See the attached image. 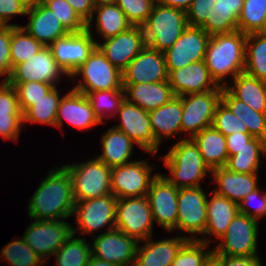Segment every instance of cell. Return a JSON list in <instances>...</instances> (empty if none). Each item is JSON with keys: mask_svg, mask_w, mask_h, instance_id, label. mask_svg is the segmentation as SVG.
<instances>
[{"mask_svg": "<svg viewBox=\"0 0 266 266\" xmlns=\"http://www.w3.org/2000/svg\"><path fill=\"white\" fill-rule=\"evenodd\" d=\"M75 203L71 176L61 166L42 180L29 200L28 214L35 220H66L73 215Z\"/></svg>", "mask_w": 266, "mask_h": 266, "instance_id": "obj_1", "label": "cell"}, {"mask_svg": "<svg viewBox=\"0 0 266 266\" xmlns=\"http://www.w3.org/2000/svg\"><path fill=\"white\" fill-rule=\"evenodd\" d=\"M246 38L247 34L239 30L211 36L204 62L219 86H225L222 83L225 76L231 75L233 79L244 73Z\"/></svg>", "mask_w": 266, "mask_h": 266, "instance_id": "obj_2", "label": "cell"}, {"mask_svg": "<svg viewBox=\"0 0 266 266\" xmlns=\"http://www.w3.org/2000/svg\"><path fill=\"white\" fill-rule=\"evenodd\" d=\"M163 160L171 172L170 177H164L178 189L198 187L207 172H212L192 138L175 143Z\"/></svg>", "mask_w": 266, "mask_h": 266, "instance_id": "obj_3", "label": "cell"}, {"mask_svg": "<svg viewBox=\"0 0 266 266\" xmlns=\"http://www.w3.org/2000/svg\"><path fill=\"white\" fill-rule=\"evenodd\" d=\"M187 26L185 10L155 3L151 14L141 27L146 46L164 52L172 47Z\"/></svg>", "mask_w": 266, "mask_h": 266, "instance_id": "obj_4", "label": "cell"}, {"mask_svg": "<svg viewBox=\"0 0 266 266\" xmlns=\"http://www.w3.org/2000/svg\"><path fill=\"white\" fill-rule=\"evenodd\" d=\"M63 166L71 176L75 201L112 194L111 167L96 157L84 163Z\"/></svg>", "mask_w": 266, "mask_h": 266, "instance_id": "obj_5", "label": "cell"}, {"mask_svg": "<svg viewBox=\"0 0 266 266\" xmlns=\"http://www.w3.org/2000/svg\"><path fill=\"white\" fill-rule=\"evenodd\" d=\"M83 76V82L74 90L89 94L91 92L111 89H123L122 72H120L96 47L88 59L70 77Z\"/></svg>", "mask_w": 266, "mask_h": 266, "instance_id": "obj_6", "label": "cell"}, {"mask_svg": "<svg viewBox=\"0 0 266 266\" xmlns=\"http://www.w3.org/2000/svg\"><path fill=\"white\" fill-rule=\"evenodd\" d=\"M153 214L147 196L118 199L115 227L138 242L152 237Z\"/></svg>", "mask_w": 266, "mask_h": 266, "instance_id": "obj_7", "label": "cell"}, {"mask_svg": "<svg viewBox=\"0 0 266 266\" xmlns=\"http://www.w3.org/2000/svg\"><path fill=\"white\" fill-rule=\"evenodd\" d=\"M222 90L191 93L179 96L182 101L181 132L188 131L193 138L200 131L211 127L215 110L221 102Z\"/></svg>", "mask_w": 266, "mask_h": 266, "instance_id": "obj_8", "label": "cell"}, {"mask_svg": "<svg viewBox=\"0 0 266 266\" xmlns=\"http://www.w3.org/2000/svg\"><path fill=\"white\" fill-rule=\"evenodd\" d=\"M258 220L238 213L213 250L219 255L258 256Z\"/></svg>", "mask_w": 266, "mask_h": 266, "instance_id": "obj_9", "label": "cell"}, {"mask_svg": "<svg viewBox=\"0 0 266 266\" xmlns=\"http://www.w3.org/2000/svg\"><path fill=\"white\" fill-rule=\"evenodd\" d=\"M153 167L145 160H135L128 164L111 168V191L117 199L147 196L152 181Z\"/></svg>", "mask_w": 266, "mask_h": 266, "instance_id": "obj_10", "label": "cell"}, {"mask_svg": "<svg viewBox=\"0 0 266 266\" xmlns=\"http://www.w3.org/2000/svg\"><path fill=\"white\" fill-rule=\"evenodd\" d=\"M118 199L113 194H108L94 199L75 201L73 215H76L77 229H72L81 234H91L102 227L107 226V231L115 227V213Z\"/></svg>", "mask_w": 266, "mask_h": 266, "instance_id": "obj_11", "label": "cell"}, {"mask_svg": "<svg viewBox=\"0 0 266 266\" xmlns=\"http://www.w3.org/2000/svg\"><path fill=\"white\" fill-rule=\"evenodd\" d=\"M91 29L70 32L54 41L49 47L57 64L71 77L97 47Z\"/></svg>", "mask_w": 266, "mask_h": 266, "instance_id": "obj_12", "label": "cell"}, {"mask_svg": "<svg viewBox=\"0 0 266 266\" xmlns=\"http://www.w3.org/2000/svg\"><path fill=\"white\" fill-rule=\"evenodd\" d=\"M210 38L201 27L187 26L172 47L163 52L167 72L204 60Z\"/></svg>", "mask_w": 266, "mask_h": 266, "instance_id": "obj_13", "label": "cell"}, {"mask_svg": "<svg viewBox=\"0 0 266 266\" xmlns=\"http://www.w3.org/2000/svg\"><path fill=\"white\" fill-rule=\"evenodd\" d=\"M73 227L63 220H35L22 236L45 261L73 234ZM47 257V258H46Z\"/></svg>", "mask_w": 266, "mask_h": 266, "instance_id": "obj_14", "label": "cell"}, {"mask_svg": "<svg viewBox=\"0 0 266 266\" xmlns=\"http://www.w3.org/2000/svg\"><path fill=\"white\" fill-rule=\"evenodd\" d=\"M207 194L201 186L178 189L176 229L189 232L197 240L204 234L207 222Z\"/></svg>", "mask_w": 266, "mask_h": 266, "instance_id": "obj_15", "label": "cell"}, {"mask_svg": "<svg viewBox=\"0 0 266 266\" xmlns=\"http://www.w3.org/2000/svg\"><path fill=\"white\" fill-rule=\"evenodd\" d=\"M62 75L68 74L55 61L49 46H43L34 56L27 61L16 65L9 78L8 83H26L30 81L47 84L55 83Z\"/></svg>", "mask_w": 266, "mask_h": 266, "instance_id": "obj_16", "label": "cell"}, {"mask_svg": "<svg viewBox=\"0 0 266 266\" xmlns=\"http://www.w3.org/2000/svg\"><path fill=\"white\" fill-rule=\"evenodd\" d=\"M118 114H120L121 123L114 128L124 132L145 152L155 155L160 144L155 140L152 132L149 112L124 99Z\"/></svg>", "mask_w": 266, "mask_h": 266, "instance_id": "obj_17", "label": "cell"}, {"mask_svg": "<svg viewBox=\"0 0 266 266\" xmlns=\"http://www.w3.org/2000/svg\"><path fill=\"white\" fill-rule=\"evenodd\" d=\"M91 253L107 262L120 266H134L138 241L117 228L94 236Z\"/></svg>", "mask_w": 266, "mask_h": 266, "instance_id": "obj_18", "label": "cell"}, {"mask_svg": "<svg viewBox=\"0 0 266 266\" xmlns=\"http://www.w3.org/2000/svg\"><path fill=\"white\" fill-rule=\"evenodd\" d=\"M147 197L154 221L167 231L176 229L178 188L159 173L152 181Z\"/></svg>", "mask_w": 266, "mask_h": 266, "instance_id": "obj_19", "label": "cell"}, {"mask_svg": "<svg viewBox=\"0 0 266 266\" xmlns=\"http://www.w3.org/2000/svg\"><path fill=\"white\" fill-rule=\"evenodd\" d=\"M104 40V43H98L97 47L120 72H123L146 46L142 27L139 26H133Z\"/></svg>", "mask_w": 266, "mask_h": 266, "instance_id": "obj_20", "label": "cell"}, {"mask_svg": "<svg viewBox=\"0 0 266 266\" xmlns=\"http://www.w3.org/2000/svg\"><path fill=\"white\" fill-rule=\"evenodd\" d=\"M168 81L164 54L145 46L122 72V84Z\"/></svg>", "mask_w": 266, "mask_h": 266, "instance_id": "obj_21", "label": "cell"}, {"mask_svg": "<svg viewBox=\"0 0 266 266\" xmlns=\"http://www.w3.org/2000/svg\"><path fill=\"white\" fill-rule=\"evenodd\" d=\"M168 83L175 96L223 90V87L211 77L204 60L171 70L168 73Z\"/></svg>", "mask_w": 266, "mask_h": 266, "instance_id": "obj_22", "label": "cell"}, {"mask_svg": "<svg viewBox=\"0 0 266 266\" xmlns=\"http://www.w3.org/2000/svg\"><path fill=\"white\" fill-rule=\"evenodd\" d=\"M26 15L30 17L29 22L21 27L43 46H50L57 39L70 33L54 12L40 0H36L28 6Z\"/></svg>", "mask_w": 266, "mask_h": 266, "instance_id": "obj_23", "label": "cell"}, {"mask_svg": "<svg viewBox=\"0 0 266 266\" xmlns=\"http://www.w3.org/2000/svg\"><path fill=\"white\" fill-rule=\"evenodd\" d=\"M63 120H66L79 130H87L90 127L102 123L95 114L86 95L74 89L70 90L61 98L57 110L55 127L61 128Z\"/></svg>", "mask_w": 266, "mask_h": 266, "instance_id": "obj_24", "label": "cell"}, {"mask_svg": "<svg viewBox=\"0 0 266 266\" xmlns=\"http://www.w3.org/2000/svg\"><path fill=\"white\" fill-rule=\"evenodd\" d=\"M149 237L142 247L137 246L134 266H171L178 251L190 239L187 236H177L153 242Z\"/></svg>", "mask_w": 266, "mask_h": 266, "instance_id": "obj_25", "label": "cell"}, {"mask_svg": "<svg viewBox=\"0 0 266 266\" xmlns=\"http://www.w3.org/2000/svg\"><path fill=\"white\" fill-rule=\"evenodd\" d=\"M122 86L125 99L148 112L165 105L175 96L168 81L122 84Z\"/></svg>", "mask_w": 266, "mask_h": 266, "instance_id": "obj_26", "label": "cell"}, {"mask_svg": "<svg viewBox=\"0 0 266 266\" xmlns=\"http://www.w3.org/2000/svg\"><path fill=\"white\" fill-rule=\"evenodd\" d=\"M218 189L213 190L237 204L249 193L258 189V175L234 173L225 167L214 168L211 172Z\"/></svg>", "mask_w": 266, "mask_h": 266, "instance_id": "obj_27", "label": "cell"}, {"mask_svg": "<svg viewBox=\"0 0 266 266\" xmlns=\"http://www.w3.org/2000/svg\"><path fill=\"white\" fill-rule=\"evenodd\" d=\"M212 198H207V222L203 235L215 236L220 239L228 228V225L239 213L238 204L230 199L211 192Z\"/></svg>", "mask_w": 266, "mask_h": 266, "instance_id": "obj_28", "label": "cell"}, {"mask_svg": "<svg viewBox=\"0 0 266 266\" xmlns=\"http://www.w3.org/2000/svg\"><path fill=\"white\" fill-rule=\"evenodd\" d=\"M182 101L174 96L165 105L149 111L151 129L155 140L161 144L163 138L181 133Z\"/></svg>", "mask_w": 266, "mask_h": 266, "instance_id": "obj_29", "label": "cell"}, {"mask_svg": "<svg viewBox=\"0 0 266 266\" xmlns=\"http://www.w3.org/2000/svg\"><path fill=\"white\" fill-rule=\"evenodd\" d=\"M210 16L201 28L209 35L231 33L238 30V17L244 0H215Z\"/></svg>", "mask_w": 266, "mask_h": 266, "instance_id": "obj_30", "label": "cell"}, {"mask_svg": "<svg viewBox=\"0 0 266 266\" xmlns=\"http://www.w3.org/2000/svg\"><path fill=\"white\" fill-rule=\"evenodd\" d=\"M232 85L225 83V88L237 99L247 104L253 110L266 114V82L246 73L236 75Z\"/></svg>", "mask_w": 266, "mask_h": 266, "instance_id": "obj_31", "label": "cell"}, {"mask_svg": "<svg viewBox=\"0 0 266 266\" xmlns=\"http://www.w3.org/2000/svg\"><path fill=\"white\" fill-rule=\"evenodd\" d=\"M100 143H102L103 153L96 158L108 167L112 168L133 162L128 159L132 155L135 142L124 132L111 127L104 133Z\"/></svg>", "mask_w": 266, "mask_h": 266, "instance_id": "obj_32", "label": "cell"}, {"mask_svg": "<svg viewBox=\"0 0 266 266\" xmlns=\"http://www.w3.org/2000/svg\"><path fill=\"white\" fill-rule=\"evenodd\" d=\"M198 145L201 156L208 167H224L228 159V151L225 136L213 126L200 131L193 138Z\"/></svg>", "mask_w": 266, "mask_h": 266, "instance_id": "obj_33", "label": "cell"}, {"mask_svg": "<svg viewBox=\"0 0 266 266\" xmlns=\"http://www.w3.org/2000/svg\"><path fill=\"white\" fill-rule=\"evenodd\" d=\"M221 101L246 125L251 136L266 141L265 113L256 112L247 104L235 98L224 86Z\"/></svg>", "mask_w": 266, "mask_h": 266, "instance_id": "obj_34", "label": "cell"}, {"mask_svg": "<svg viewBox=\"0 0 266 266\" xmlns=\"http://www.w3.org/2000/svg\"><path fill=\"white\" fill-rule=\"evenodd\" d=\"M262 153L266 156V141L254 137L250 147H243L235 155L229 156L224 167L234 173H257Z\"/></svg>", "mask_w": 266, "mask_h": 266, "instance_id": "obj_35", "label": "cell"}, {"mask_svg": "<svg viewBox=\"0 0 266 266\" xmlns=\"http://www.w3.org/2000/svg\"><path fill=\"white\" fill-rule=\"evenodd\" d=\"M244 73L266 82V36L247 34Z\"/></svg>", "mask_w": 266, "mask_h": 266, "instance_id": "obj_36", "label": "cell"}, {"mask_svg": "<svg viewBox=\"0 0 266 266\" xmlns=\"http://www.w3.org/2000/svg\"><path fill=\"white\" fill-rule=\"evenodd\" d=\"M94 12H97V32L104 39L116 36L133 27L117 4L96 7Z\"/></svg>", "mask_w": 266, "mask_h": 266, "instance_id": "obj_37", "label": "cell"}, {"mask_svg": "<svg viewBox=\"0 0 266 266\" xmlns=\"http://www.w3.org/2000/svg\"><path fill=\"white\" fill-rule=\"evenodd\" d=\"M56 86L30 106L23 113V124L26 122L47 124L55 127L57 110L61 98Z\"/></svg>", "mask_w": 266, "mask_h": 266, "instance_id": "obj_38", "label": "cell"}, {"mask_svg": "<svg viewBox=\"0 0 266 266\" xmlns=\"http://www.w3.org/2000/svg\"><path fill=\"white\" fill-rule=\"evenodd\" d=\"M72 234L55 252L56 266H86L91 253V244L85 238H75Z\"/></svg>", "mask_w": 266, "mask_h": 266, "instance_id": "obj_39", "label": "cell"}, {"mask_svg": "<svg viewBox=\"0 0 266 266\" xmlns=\"http://www.w3.org/2000/svg\"><path fill=\"white\" fill-rule=\"evenodd\" d=\"M42 47L43 45L32 37L24 28L21 26H12L10 46L12 68L27 61Z\"/></svg>", "mask_w": 266, "mask_h": 266, "instance_id": "obj_40", "label": "cell"}, {"mask_svg": "<svg viewBox=\"0 0 266 266\" xmlns=\"http://www.w3.org/2000/svg\"><path fill=\"white\" fill-rule=\"evenodd\" d=\"M85 95L90 101L95 114L102 123L104 122V116L110 117L117 114L121 103L125 99L124 89L101 90Z\"/></svg>", "mask_w": 266, "mask_h": 266, "instance_id": "obj_41", "label": "cell"}, {"mask_svg": "<svg viewBox=\"0 0 266 266\" xmlns=\"http://www.w3.org/2000/svg\"><path fill=\"white\" fill-rule=\"evenodd\" d=\"M0 254L11 266H42L45 263L23 237L5 245Z\"/></svg>", "mask_w": 266, "mask_h": 266, "instance_id": "obj_42", "label": "cell"}, {"mask_svg": "<svg viewBox=\"0 0 266 266\" xmlns=\"http://www.w3.org/2000/svg\"><path fill=\"white\" fill-rule=\"evenodd\" d=\"M208 238L197 240L188 239L178 251L171 266H203L206 258L213 250H206L209 247Z\"/></svg>", "mask_w": 266, "mask_h": 266, "instance_id": "obj_43", "label": "cell"}, {"mask_svg": "<svg viewBox=\"0 0 266 266\" xmlns=\"http://www.w3.org/2000/svg\"><path fill=\"white\" fill-rule=\"evenodd\" d=\"M266 16V0H244L238 17V30L242 33H257Z\"/></svg>", "mask_w": 266, "mask_h": 266, "instance_id": "obj_44", "label": "cell"}, {"mask_svg": "<svg viewBox=\"0 0 266 266\" xmlns=\"http://www.w3.org/2000/svg\"><path fill=\"white\" fill-rule=\"evenodd\" d=\"M69 32H81L87 29V23L78 15L66 0H40Z\"/></svg>", "mask_w": 266, "mask_h": 266, "instance_id": "obj_45", "label": "cell"}, {"mask_svg": "<svg viewBox=\"0 0 266 266\" xmlns=\"http://www.w3.org/2000/svg\"><path fill=\"white\" fill-rule=\"evenodd\" d=\"M17 92L20 108L24 113L35 101L47 95L55 86L42 82L9 83Z\"/></svg>", "mask_w": 266, "mask_h": 266, "instance_id": "obj_46", "label": "cell"}, {"mask_svg": "<svg viewBox=\"0 0 266 266\" xmlns=\"http://www.w3.org/2000/svg\"><path fill=\"white\" fill-rule=\"evenodd\" d=\"M155 3V0H117L116 4L132 26L141 27L151 14Z\"/></svg>", "mask_w": 266, "mask_h": 266, "instance_id": "obj_47", "label": "cell"}, {"mask_svg": "<svg viewBox=\"0 0 266 266\" xmlns=\"http://www.w3.org/2000/svg\"><path fill=\"white\" fill-rule=\"evenodd\" d=\"M212 126L224 136L248 132L246 125L222 101L216 107Z\"/></svg>", "mask_w": 266, "mask_h": 266, "instance_id": "obj_48", "label": "cell"}, {"mask_svg": "<svg viewBox=\"0 0 266 266\" xmlns=\"http://www.w3.org/2000/svg\"><path fill=\"white\" fill-rule=\"evenodd\" d=\"M0 115H23L15 87L4 80L0 85Z\"/></svg>", "mask_w": 266, "mask_h": 266, "instance_id": "obj_49", "label": "cell"}, {"mask_svg": "<svg viewBox=\"0 0 266 266\" xmlns=\"http://www.w3.org/2000/svg\"><path fill=\"white\" fill-rule=\"evenodd\" d=\"M11 36L12 26H0V77L7 75L4 81L9 78L13 70L10 54Z\"/></svg>", "mask_w": 266, "mask_h": 266, "instance_id": "obj_50", "label": "cell"}, {"mask_svg": "<svg viewBox=\"0 0 266 266\" xmlns=\"http://www.w3.org/2000/svg\"><path fill=\"white\" fill-rule=\"evenodd\" d=\"M215 0H193L186 10L188 26L201 27L210 16Z\"/></svg>", "mask_w": 266, "mask_h": 266, "instance_id": "obj_51", "label": "cell"}, {"mask_svg": "<svg viewBox=\"0 0 266 266\" xmlns=\"http://www.w3.org/2000/svg\"><path fill=\"white\" fill-rule=\"evenodd\" d=\"M29 4L25 0H0V25L20 26L8 24L13 15H26Z\"/></svg>", "mask_w": 266, "mask_h": 266, "instance_id": "obj_52", "label": "cell"}, {"mask_svg": "<svg viewBox=\"0 0 266 266\" xmlns=\"http://www.w3.org/2000/svg\"><path fill=\"white\" fill-rule=\"evenodd\" d=\"M259 194L260 189L258 188L244 197V199L238 203L239 213L247 215L256 220L266 216V192L261 196V199H258L260 202L257 203L256 208H254L253 211L249 209L250 204H252V202L257 199L258 196H260Z\"/></svg>", "mask_w": 266, "mask_h": 266, "instance_id": "obj_53", "label": "cell"}, {"mask_svg": "<svg viewBox=\"0 0 266 266\" xmlns=\"http://www.w3.org/2000/svg\"><path fill=\"white\" fill-rule=\"evenodd\" d=\"M22 126L23 115H0V136L2 138L17 141Z\"/></svg>", "mask_w": 266, "mask_h": 266, "instance_id": "obj_54", "label": "cell"}, {"mask_svg": "<svg viewBox=\"0 0 266 266\" xmlns=\"http://www.w3.org/2000/svg\"><path fill=\"white\" fill-rule=\"evenodd\" d=\"M226 146L228 151V157L235 155L237 150L243 147H250V141L254 138L248 132L243 133H233L231 135L225 136Z\"/></svg>", "mask_w": 266, "mask_h": 266, "instance_id": "obj_55", "label": "cell"}, {"mask_svg": "<svg viewBox=\"0 0 266 266\" xmlns=\"http://www.w3.org/2000/svg\"><path fill=\"white\" fill-rule=\"evenodd\" d=\"M80 17L87 23V29H90L93 20L94 6L91 0H66Z\"/></svg>", "mask_w": 266, "mask_h": 266, "instance_id": "obj_56", "label": "cell"}, {"mask_svg": "<svg viewBox=\"0 0 266 266\" xmlns=\"http://www.w3.org/2000/svg\"><path fill=\"white\" fill-rule=\"evenodd\" d=\"M224 266H262L259 256L224 255Z\"/></svg>", "mask_w": 266, "mask_h": 266, "instance_id": "obj_57", "label": "cell"}, {"mask_svg": "<svg viewBox=\"0 0 266 266\" xmlns=\"http://www.w3.org/2000/svg\"><path fill=\"white\" fill-rule=\"evenodd\" d=\"M192 1L193 0H155V2L158 4L169 7L180 8L185 11L190 7Z\"/></svg>", "mask_w": 266, "mask_h": 266, "instance_id": "obj_58", "label": "cell"}, {"mask_svg": "<svg viewBox=\"0 0 266 266\" xmlns=\"http://www.w3.org/2000/svg\"><path fill=\"white\" fill-rule=\"evenodd\" d=\"M203 266H224V255H219L213 250L206 258Z\"/></svg>", "mask_w": 266, "mask_h": 266, "instance_id": "obj_59", "label": "cell"}, {"mask_svg": "<svg viewBox=\"0 0 266 266\" xmlns=\"http://www.w3.org/2000/svg\"><path fill=\"white\" fill-rule=\"evenodd\" d=\"M86 266H120L91 256Z\"/></svg>", "mask_w": 266, "mask_h": 266, "instance_id": "obj_60", "label": "cell"}, {"mask_svg": "<svg viewBox=\"0 0 266 266\" xmlns=\"http://www.w3.org/2000/svg\"><path fill=\"white\" fill-rule=\"evenodd\" d=\"M91 1H92L94 8L117 3V0H91Z\"/></svg>", "mask_w": 266, "mask_h": 266, "instance_id": "obj_61", "label": "cell"}, {"mask_svg": "<svg viewBox=\"0 0 266 266\" xmlns=\"http://www.w3.org/2000/svg\"><path fill=\"white\" fill-rule=\"evenodd\" d=\"M257 33L260 35L266 36V16H265L262 27L260 28V30Z\"/></svg>", "mask_w": 266, "mask_h": 266, "instance_id": "obj_62", "label": "cell"}, {"mask_svg": "<svg viewBox=\"0 0 266 266\" xmlns=\"http://www.w3.org/2000/svg\"><path fill=\"white\" fill-rule=\"evenodd\" d=\"M29 5L35 2L36 0H25Z\"/></svg>", "mask_w": 266, "mask_h": 266, "instance_id": "obj_63", "label": "cell"}]
</instances>
